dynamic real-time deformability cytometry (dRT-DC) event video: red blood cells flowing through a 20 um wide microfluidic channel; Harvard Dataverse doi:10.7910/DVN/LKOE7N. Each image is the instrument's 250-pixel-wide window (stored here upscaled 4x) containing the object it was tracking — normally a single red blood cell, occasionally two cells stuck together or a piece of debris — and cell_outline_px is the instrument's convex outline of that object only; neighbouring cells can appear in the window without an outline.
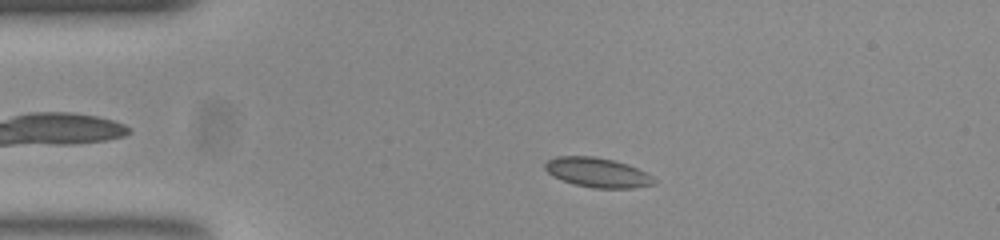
{"species": "common noctule bat (a hibernating species)", "species_latin": "Nyctalus noctula", "temperature_condition": "room temperature", "stored_images_in_passage": 50, "camera_frame_rate_fps": 3000, "um_per_image_px": 0.085, "animal": {"sex": "female", "body_mass_g": 23.0, "forearm_length_mm": 53.4}, "frame": {"image": 1, "passage_image": 8, "time_ms": 2.333, "image_size_px": [1000, 240], "cell_outline_px": [[656, 184], [632, 188], [592, 188], [576, 184], [552, 176], [544, 168], [544, 164], [548, 160], [556, 156], [592, 156], [612, 160], [628, 164], [652, 176], [656, 180]], "centroid_in_image_um": [50.78, 14.66], "position_along_channel_um": 34.2, "area_um2": 18.67}}
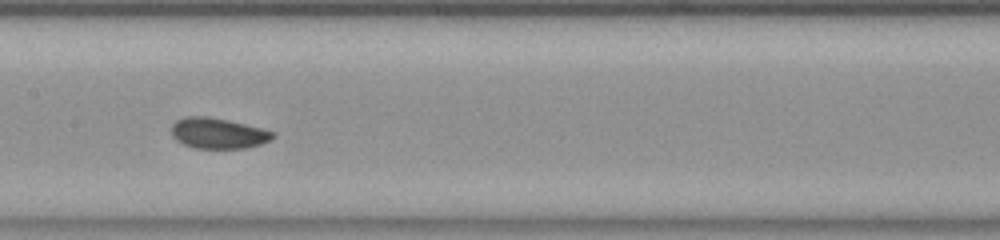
{"frame": {"image": 2, "passage_image": 23, "time_ms": 7.333, "image_size_px": [1000, 240], "cell_outline_px": [[276, 136], [272, 140], [260, 144], [244, 148], [192, 148], [176, 140], [172, 136], [172, 124], [176, 120], [184, 116], [204, 116], [228, 120], [276, 132]], "centroid_in_image_um": [18.53, 11.33], "position_along_channel_um": 188.9, "area_um2": 18.15}}
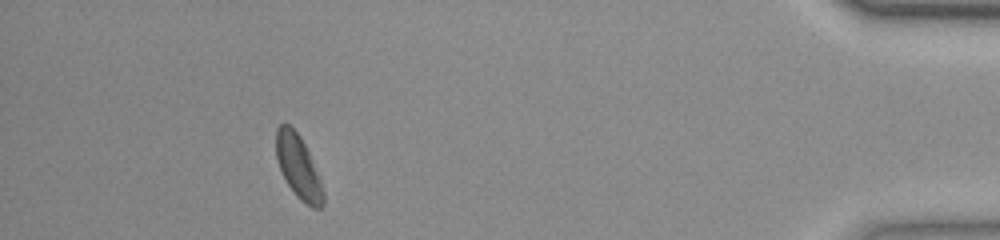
{"frame": {"image": 3, "passage_image": 45, "time_ms": 14.667, "image_size_px": [1000, 240], "cell_outline_px": [[324, 204], [320, 208], [312, 208], [300, 200], [296, 196], [288, 184], [276, 160], [276, 128], [280, 124], [288, 124], [300, 136], [308, 152], [320, 180], [324, 192]], "centroid_in_image_um": [25.35, 14.2], "position_along_channel_um": 409.8, "area_um2": 17.11}, "authors_computed_cell_mechanics": {"area_um2": 18.0914, "velocity_mm_per_s": 3.8551, "shape_relaxation_time_tau1_ms": 4.6656, "shape_relaxation_time_tau2_ms": 1.3742, "deformation_change_tau1": 0.0892, "deformation_change_tau2": 0.045}}